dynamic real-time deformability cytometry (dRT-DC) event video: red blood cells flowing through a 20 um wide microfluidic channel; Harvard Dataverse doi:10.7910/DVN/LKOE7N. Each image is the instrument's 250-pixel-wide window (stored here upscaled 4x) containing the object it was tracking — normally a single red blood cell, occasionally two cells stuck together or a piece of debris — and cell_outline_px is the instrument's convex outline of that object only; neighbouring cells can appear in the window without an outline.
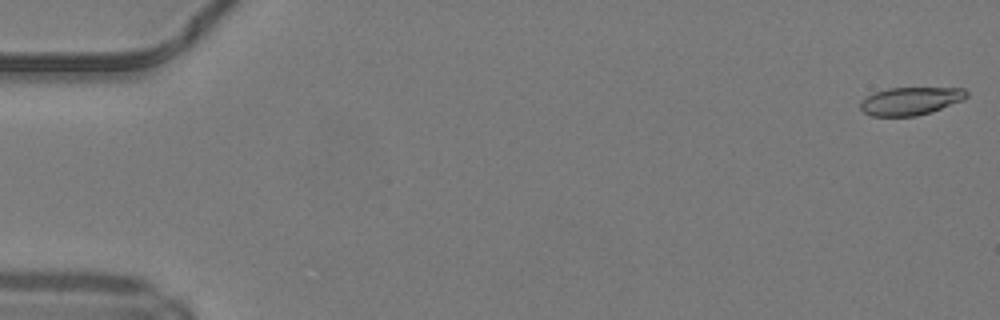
{"species": "common noctule bat (a hibernating species)", "species_latin": "Nyctalus noctula", "temperature_condition": "warm", "stored_images_in_passage": 13, "camera_frame_rate_fps": 3000, "um_per_image_px": 0.085, "animal": {"sex": "male", "body_mass_g": 19.2, "forearm_length_mm": 51.8}, "frame": {"image": 1, "passage_image": 1, "time_ms": 0.0, "image_size_px": [1000, 320], "cell_outline_px": [[968, 96], [964, 100], [932, 112], [916, 116], [872, 116], [864, 112], [860, 108], [860, 100], [876, 92], [888, 88], [964, 88], [968, 92]], "centroid_in_image_um": [77.42, 8.59], "position_along_channel_um": 7.6, "area_um2": 17.34}}
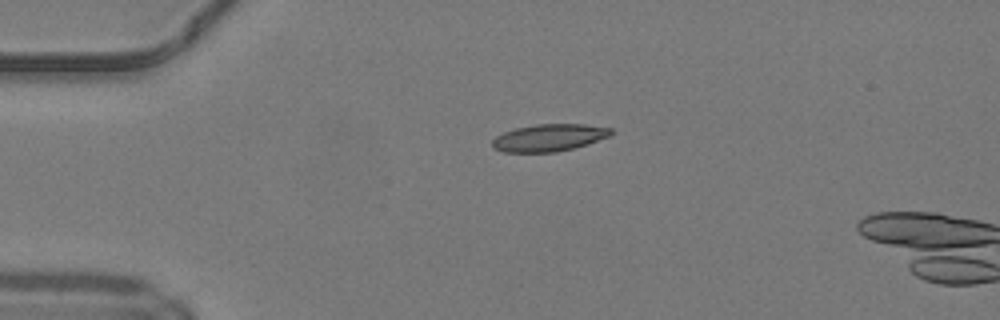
{"frame": {"image": 2, "passage_image": 12, "time_ms": 3.667, "image_size_px": [1000, 320], "cell_outline_px": [[612, 136], [588, 144], [556, 152], [504, 152], [492, 148], [492, 140], [496, 136], [504, 132], [516, 128], [536, 124], [584, 124], [612, 128]], "centroid_in_image_um": [46.68, 11.7], "position_along_channel_um": 38.3, "area_um2": 18.9}}